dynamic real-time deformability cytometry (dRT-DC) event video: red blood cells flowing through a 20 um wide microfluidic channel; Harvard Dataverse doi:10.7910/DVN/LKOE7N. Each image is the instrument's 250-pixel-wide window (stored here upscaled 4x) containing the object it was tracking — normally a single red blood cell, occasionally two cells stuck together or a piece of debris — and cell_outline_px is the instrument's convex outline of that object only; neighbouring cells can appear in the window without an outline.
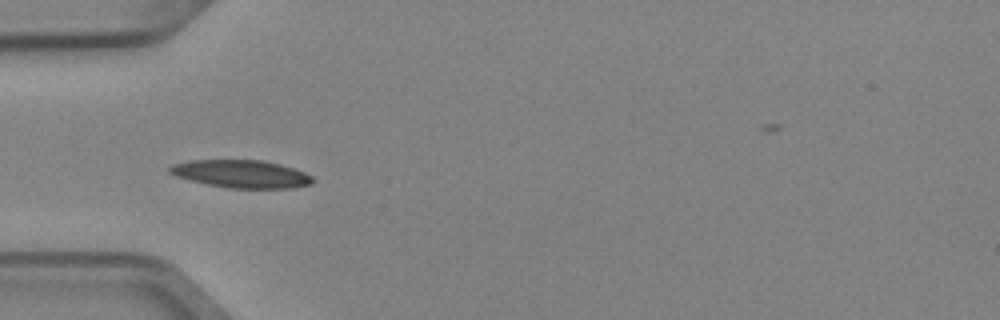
{"species": "Egyptian fruit bat (a non-hibernating species)", "species_latin": "Rousettus aegyptiacus", "temperature_condition": "cold", "stored_images_in_passage": 7, "camera_frame_rate_fps": 3000, "um_per_image_px": 0.085, "animal": {"sex": "female"}, "frame": {"image": 1, "passage_image": 5, "time_ms": 1.333, "image_size_px": [1000, 320], "cell_outline_px": [[316, 180], [312, 184], [292, 188], [228, 188], [208, 184], [176, 176], [168, 172], [168, 168], [172, 164], [188, 160], [260, 160], [280, 164], [304, 172], [312, 176]], "centroid_in_image_um": [20.52, 14.78], "position_along_channel_um": 64.5, "area_um2": 23.12}}
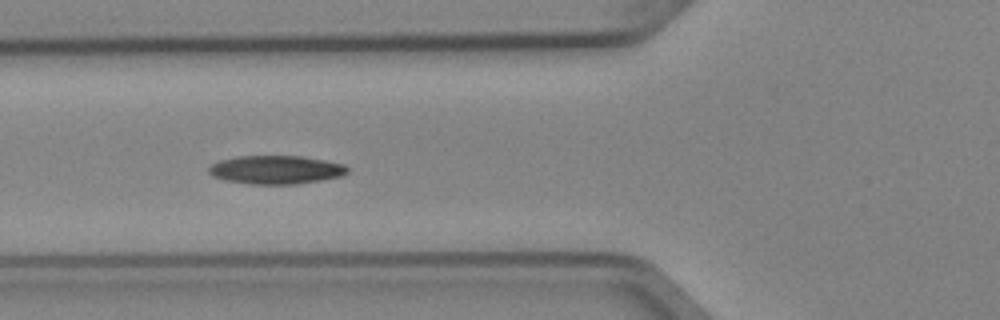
{"frame": {"image": 2, "passage_image": 6, "time_ms": 1.667, "image_size_px": [1000, 320], "cell_outline_px": [[348, 172], [340, 176], [320, 180], [296, 184], [252, 184], [224, 180], [212, 176], [208, 172], [208, 168], [212, 164], [220, 160], [236, 156], [304, 156], [344, 164], [348, 168]], "centroid_in_image_um": [23.43, 14.42], "position_along_channel_um": 102.4, "area_um2": 23.0}}
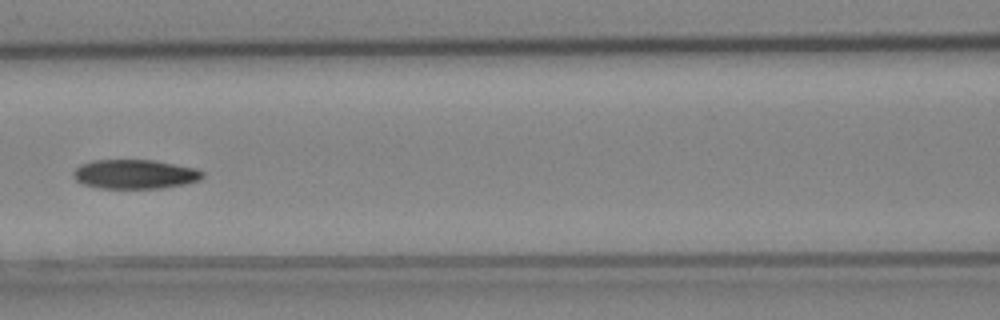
{"frame": {"image": 3, "passage_image": 7, "time_ms": 2.0, "image_size_px": [1000, 320], "cell_outline_px": [[204, 176], [200, 180], [184, 184], [160, 188], [100, 188], [84, 184], [76, 180], [72, 172], [80, 164], [92, 160], [152, 160], [196, 168], [204, 172]], "centroid_in_image_um": [11.46, 14.8], "position_along_channel_um": 155.1, "area_um2": 21.96}}